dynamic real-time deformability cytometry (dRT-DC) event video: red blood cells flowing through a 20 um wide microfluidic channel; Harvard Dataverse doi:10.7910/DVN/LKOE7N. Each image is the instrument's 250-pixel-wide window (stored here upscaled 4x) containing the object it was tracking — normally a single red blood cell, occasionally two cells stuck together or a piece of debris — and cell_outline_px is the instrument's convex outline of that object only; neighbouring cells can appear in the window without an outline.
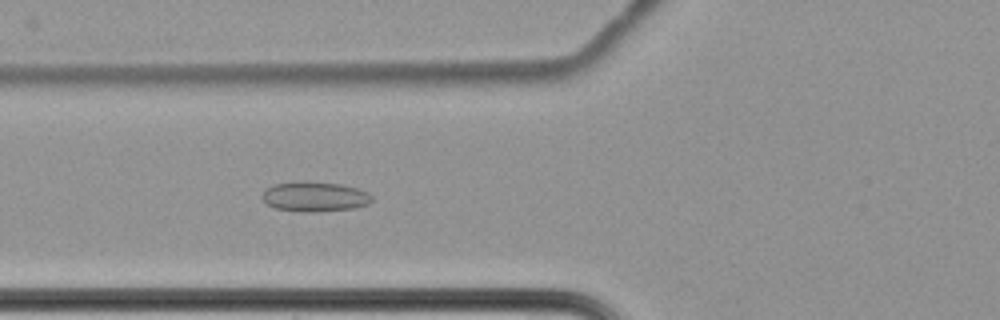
{"species": "common noctule bat (a hibernating species)", "species_latin": "Nyctalus noctula", "temperature_condition": "cold", "stored_images_in_passage": 67, "camera_frame_rate_fps": 3000, "um_per_image_px": 0.085, "animal": {"sex": "female", "body_mass_g": 22.7, "forearm_length_mm": 54.2}, "frame": {"image": 1, "passage_image": 30, "time_ms": 9.667, "image_size_px": [1000, 320], "cell_outline_px": [[372, 200], [368, 204], [356, 208], [312, 212], [300, 212], [276, 208], [268, 204], [260, 196], [272, 184], [296, 180], [308, 180], [340, 184], [356, 188], [368, 192], [372, 196]], "centroid_in_image_um": [26.74, 16.69], "position_along_channel_um": 99.1, "area_um2": 19.42}}
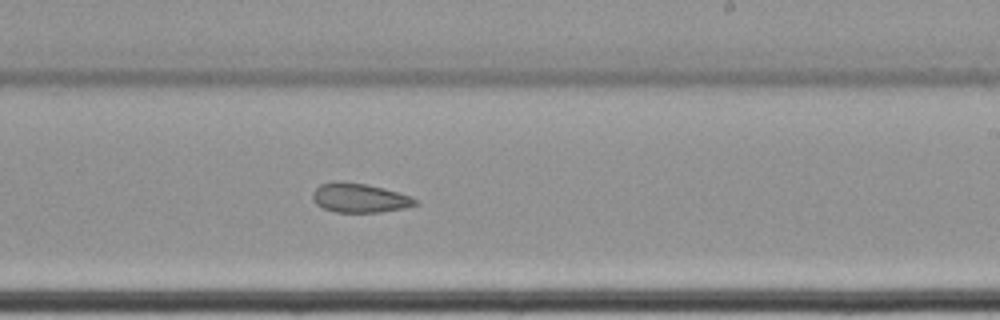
{"frame": {"image": 2, "passage_image": 44, "time_ms": 14.333, "image_size_px": [1000, 320], "cell_outline_px": [[420, 204], [404, 208], [380, 212], [336, 212], [324, 208], [316, 204], [312, 196], [312, 192], [320, 184], [340, 180], [368, 184], [384, 188], [420, 200]], "centroid_in_image_um": [30.57, 16.81], "position_along_channel_um": 258.4, "area_um2": 17.57}}
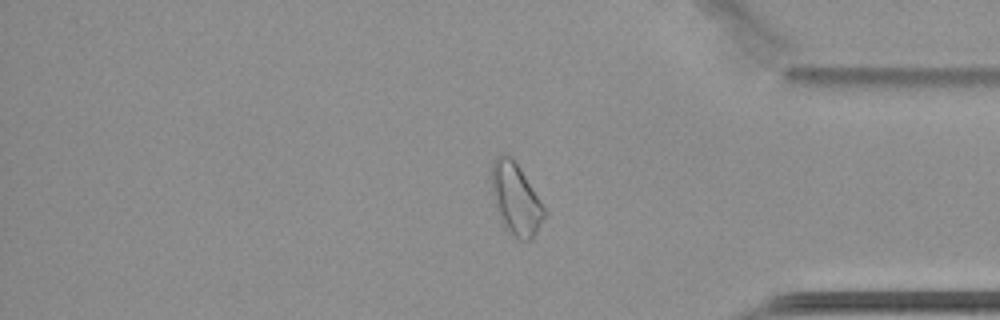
{"frame": {"image": 3, "passage_image": 57, "time_ms": 18.667, "image_size_px": [1000, 320], "cell_outline_px": [[548, 216], [532, 240], [520, 240], [508, 232], [504, 228], [500, 220], [492, 192], [488, 172], [492, 160], [500, 152], [504, 152], [520, 168], [548, 212]], "centroid_in_image_um": [43.83, 16.91], "position_along_channel_um": 391.4, "area_um2": 22.77}, "authors_computed_cell_mechanics": {"area_um2": 22.3108, "velocity_mm_per_s": 3.4172, "shape_relaxation_time_tau1_ms": null, "shape_relaxation_time_tau2_ms": 6.2195, "deformation_change_tau1": null, "deformation_change_tau2": 0.0996}}